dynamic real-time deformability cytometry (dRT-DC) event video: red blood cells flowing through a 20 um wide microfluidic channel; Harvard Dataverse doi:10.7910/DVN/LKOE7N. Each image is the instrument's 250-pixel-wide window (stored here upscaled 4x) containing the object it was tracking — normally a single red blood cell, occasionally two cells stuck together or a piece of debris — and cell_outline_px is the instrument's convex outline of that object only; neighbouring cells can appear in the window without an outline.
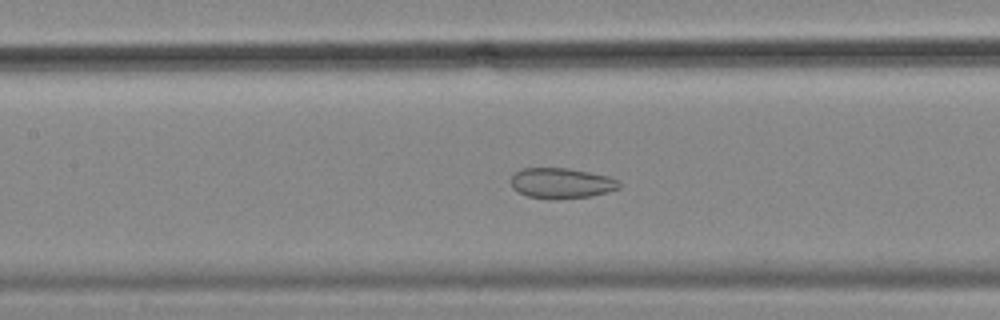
{"species": "common noctule bat (a hibernating species)", "species_latin": "Nyctalus noctula", "temperature_condition": "cold", "stored_images_in_passage": 58, "camera_frame_rate_fps": 3000, "um_per_image_px": 0.085, "animal": {"sex": "female", "body_mass_g": 18.4}, "frame": {"image": 1, "passage_image": 26, "time_ms": 8.333, "image_size_px": [1000, 320], "cell_outline_px": [[620, 188], [608, 192], [592, 196], [556, 200], [548, 200], [528, 196], [512, 188], [512, 176], [520, 168], [568, 168], [608, 176], [620, 180]], "centroid_in_image_um": [47.74, 15.58], "position_along_channel_um": 159.7, "area_um2": 19.42}}
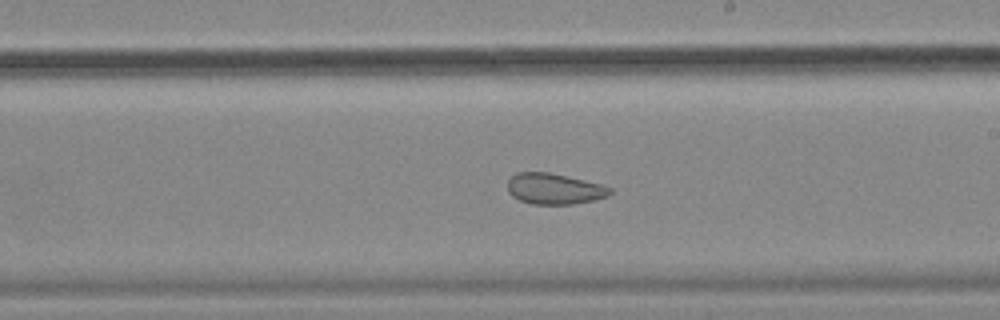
{"frame": {"image": 2, "passage_image": 33, "time_ms": 10.667, "image_size_px": [1000, 320], "cell_outline_px": [[612, 192], [608, 196], [596, 200], [572, 204], [532, 204], [520, 200], [512, 196], [508, 192], [508, 180], [516, 172], [548, 172], [600, 184], [612, 188]], "centroid_in_image_um": [47.11, 16.05], "position_along_channel_um": 241.9, "area_um2": 18.38}}
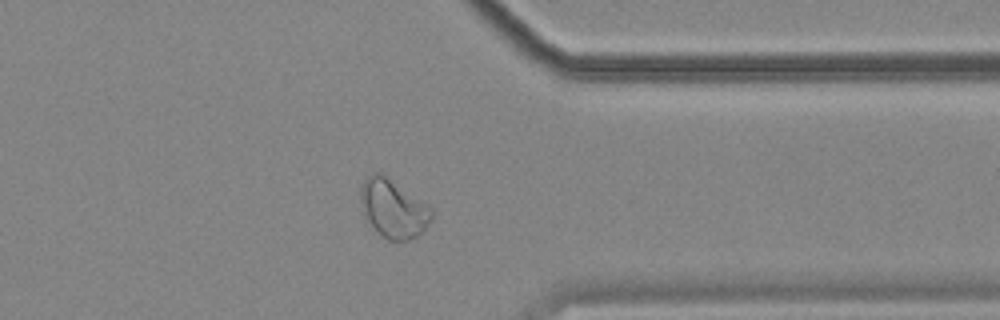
{"frame": {"image": 3, "passage_image": 45, "time_ms": 14.667, "image_size_px": [1000, 320], "cell_outline_px": [[432, 220], [416, 236], [408, 240], [388, 240], [376, 232], [368, 220], [364, 212], [360, 200], [360, 188], [364, 180], [372, 172], [384, 172], [432, 208]], "centroid_in_image_um": [33.42, 17.68], "position_along_channel_um": 378.0, "area_um2": 24.22}, "authors_computed_cell_mechanics": {"area_um2": 25.6054, "velocity_mm_per_s": 3.5398, "shape_relaxation_time_tau1_ms": null, "shape_relaxation_time_tau2_ms": 1.3745, "deformation_change_tau1": null, "deformation_change_tau2": 0.0734}}